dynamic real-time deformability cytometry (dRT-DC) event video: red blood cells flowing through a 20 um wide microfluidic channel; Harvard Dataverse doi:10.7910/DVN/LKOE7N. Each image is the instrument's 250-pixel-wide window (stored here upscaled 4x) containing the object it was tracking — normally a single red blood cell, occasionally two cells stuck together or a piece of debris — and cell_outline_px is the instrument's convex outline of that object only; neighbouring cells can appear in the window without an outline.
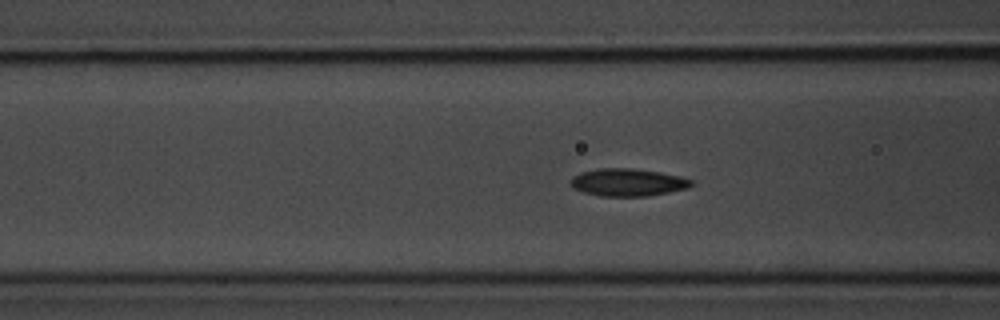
{"species": "common noctule bat (a hibernating species)", "species_latin": "Nyctalus noctula", "temperature_condition": "room temperature", "stored_images_in_passage": 15, "camera_frame_rate_fps": 3000, "um_per_image_px": 0.085, "animal": {"sex": "male", "body_mass_g": 20.1, "forearm_length_mm": 53.5}, "frame": {"image": 1, "passage_image": 7, "time_ms": 2.0, "image_size_px": [1000, 320], "cell_outline_px": [[696, 184], [688, 188], [648, 196], [600, 196], [584, 192], [572, 188], [568, 184], [572, 176], [580, 172], [600, 168], [632, 168], [660, 172], [680, 176], [696, 180]], "centroid_in_image_um": [53.37, 15.49], "position_along_channel_um": 113.2, "area_um2": 19.71}}
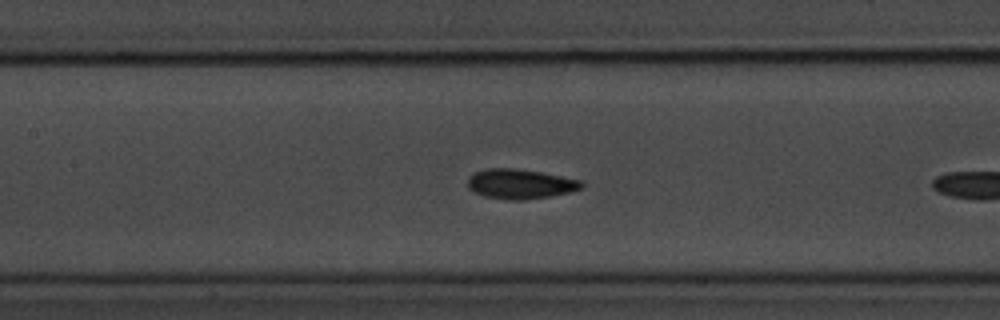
{"frame": {"image": 2, "passage_image": 11, "time_ms": 3.333, "image_size_px": [1000, 320], "cell_outline_px": [[584, 188], [552, 196], [524, 200], [508, 200], [484, 196], [468, 188], [468, 176], [476, 172], [488, 168], [516, 168], [540, 172], [584, 180]], "centroid_in_image_um": [44.26, 15.63], "position_along_channel_um": 163.1, "area_um2": 19.88}}